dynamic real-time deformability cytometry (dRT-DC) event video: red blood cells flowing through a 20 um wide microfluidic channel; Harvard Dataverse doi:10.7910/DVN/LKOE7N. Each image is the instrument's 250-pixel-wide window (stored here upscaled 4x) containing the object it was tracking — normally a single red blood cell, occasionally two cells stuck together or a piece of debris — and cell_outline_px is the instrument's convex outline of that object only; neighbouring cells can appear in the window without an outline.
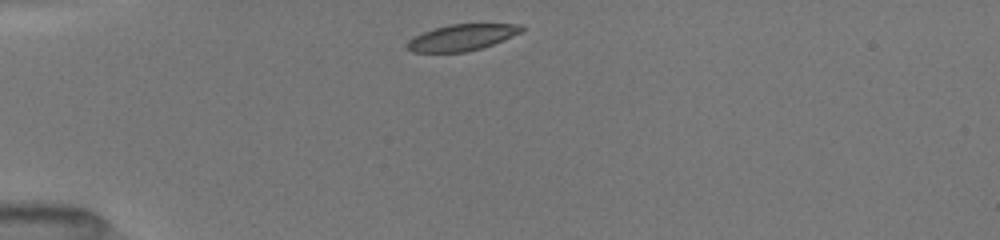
{"species": "common noctule bat (a hibernating species)", "species_latin": "Nyctalus noctula", "temperature_condition": "room temperature", "stored_images_in_passage": 39, "camera_frame_rate_fps": 3000, "um_per_image_px": 0.085, "animal": {"sex": "female", "body_mass_g": 19.5, "forearm_length_mm": 54.1}, "frame": {"image": 1, "passage_image": 1, "time_ms": 0.0, "image_size_px": [1000, 240], "cell_outline_px": [[524, 28], [520, 32], [512, 36], [492, 44], [480, 48], [464, 52], [412, 52], [404, 44], [408, 40], [424, 32], [448, 24], [520, 24]], "centroid_in_image_um": [39.23, 3.18], "position_along_channel_um": 45.8, "area_um2": 17.22}}
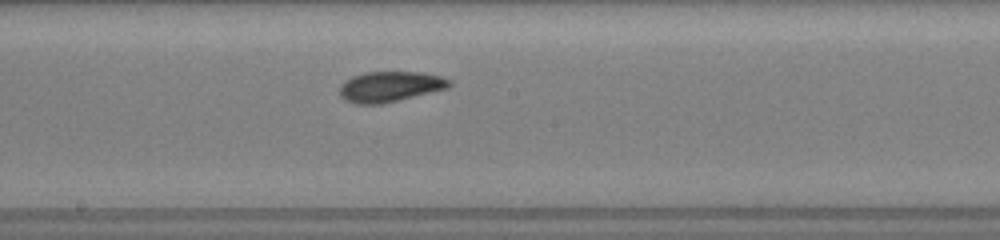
{"frame": {"image": 2, "passage_image": 16, "time_ms": 5.0, "image_size_px": [1000, 240], "cell_outline_px": [[452, 84], [448, 88], [380, 104], [356, 104], [344, 100], [340, 96], [340, 84], [344, 80], [352, 76], [364, 72], [424, 72], [440, 76], [452, 80]], "centroid_in_image_um": [33.13, 7.35], "position_along_channel_um": 215.1, "area_um2": 19.54}}
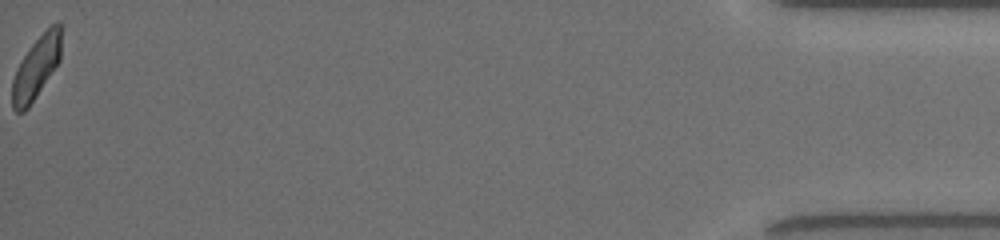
{"frame": {"image": 3, "passage_image": 39, "time_ms": 12.667, "image_size_px": [1000, 240], "cell_outline_px": [[60, 60], [28, 108], [24, 112], [16, 112], [12, 108], [12, 80], [16, 68], [20, 60], [28, 48], [52, 24], [60, 24]], "centroid_in_image_um": [3.03, 5.79], "position_along_channel_um": 432.2, "area_um2": 17.51}, "authors_computed_cell_mechanics": {"area_um2": 19.1896, "velocity_mm_per_s": 3.9873, "shape_relaxation_time_tau1_ms": 2.8016, "shape_relaxation_time_tau2_ms": 2.1419, "deformation_change_tau1": 0.1286, "deformation_change_tau2": 0.0782}}